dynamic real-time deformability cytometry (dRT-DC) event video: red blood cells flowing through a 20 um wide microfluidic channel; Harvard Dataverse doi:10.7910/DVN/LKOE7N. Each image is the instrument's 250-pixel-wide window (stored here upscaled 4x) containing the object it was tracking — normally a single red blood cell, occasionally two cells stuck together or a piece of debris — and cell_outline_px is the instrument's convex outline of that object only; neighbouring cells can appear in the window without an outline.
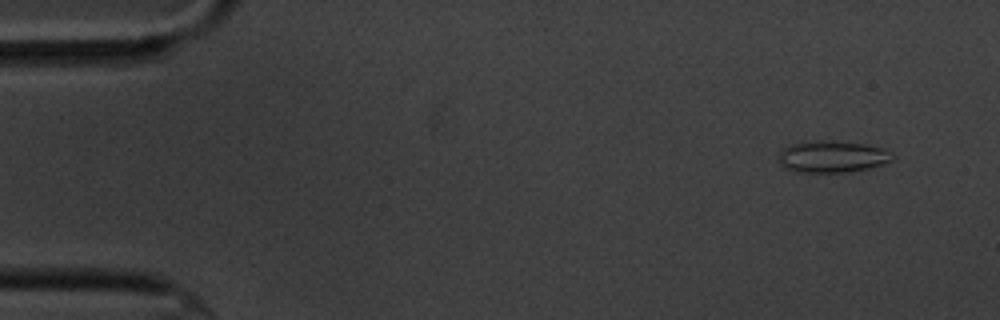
{"species": "common noctule bat (a hibernating species)", "species_latin": "Nyctalus noctula", "temperature_condition": "cold", "stored_images_in_passage": 57, "camera_frame_rate_fps": 3000, "um_per_image_px": 0.085, "animal": {"sex": "male", "body_mass_g": 20.1, "forearm_length_mm": 53.5}, "frame": {"image": 1, "passage_image": 4, "time_ms": 1.0, "image_size_px": [1000, 320], "cell_outline_px": [[896, 156], [892, 160], [868, 168], [848, 172], [796, 172], [784, 168], [780, 164], [780, 152], [788, 144], [804, 140], [832, 140], [864, 144], [884, 148], [892, 152]], "centroid_in_image_um": [70.72, 13.29], "position_along_channel_um": 14.3, "area_um2": 21.39}}
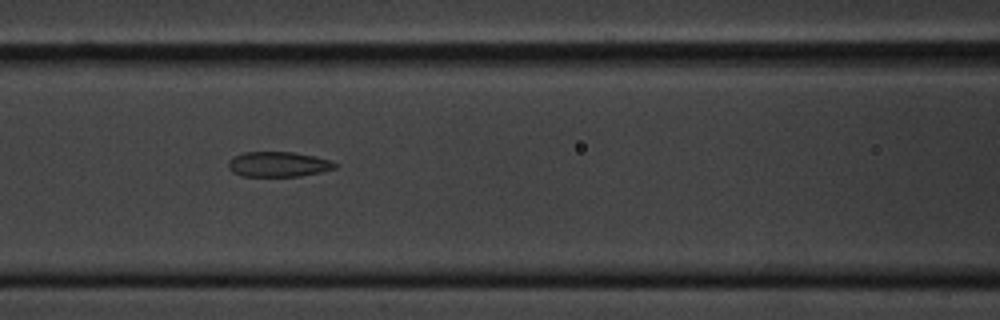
{"frame": {"image": 2, "passage_image": 24, "time_ms": 7.667, "image_size_px": [1000, 320], "cell_outline_px": [[336, 168], [320, 172], [300, 176], [240, 176], [232, 172], [228, 168], [228, 160], [232, 156], [244, 152], [296, 152], [316, 156], [328, 160], [336, 164]], "centroid_in_image_um": [23.6, 13.96], "position_along_channel_um": 143.0, "area_um2": 15.72}}
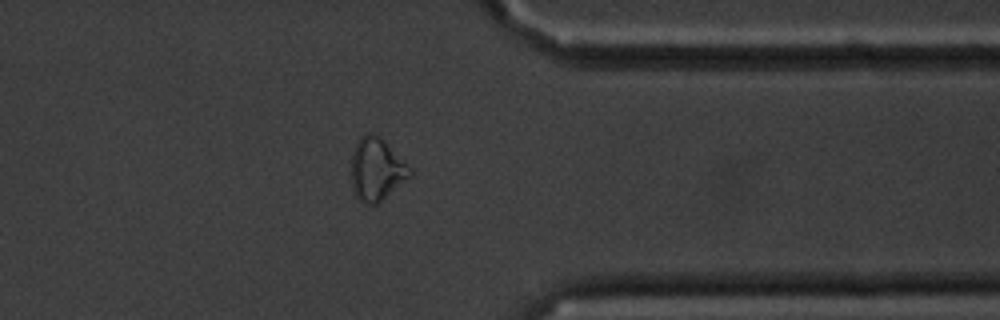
{"frame": {"image": 3, "passage_image": 45, "time_ms": 14.667, "image_size_px": [1000, 320], "cell_outline_px": [[412, 176], [376, 204], [368, 208], [356, 196], [352, 188], [352, 152], [360, 136], [364, 132], [368, 132], [380, 136], [412, 168]], "centroid_in_image_um": [32.01, 14.4], "position_along_channel_um": 379.4, "area_um2": 21.62}, "authors_computed_cell_mechanics": {"area_um2": 18.6116, "velocity_mm_per_s": 3.4862, "shape_relaxation_time_tau1_ms": null, "shape_relaxation_time_tau2_ms": 2.4645, "deformation_change_tau1": null, "deformation_change_tau2": 0.0918}}